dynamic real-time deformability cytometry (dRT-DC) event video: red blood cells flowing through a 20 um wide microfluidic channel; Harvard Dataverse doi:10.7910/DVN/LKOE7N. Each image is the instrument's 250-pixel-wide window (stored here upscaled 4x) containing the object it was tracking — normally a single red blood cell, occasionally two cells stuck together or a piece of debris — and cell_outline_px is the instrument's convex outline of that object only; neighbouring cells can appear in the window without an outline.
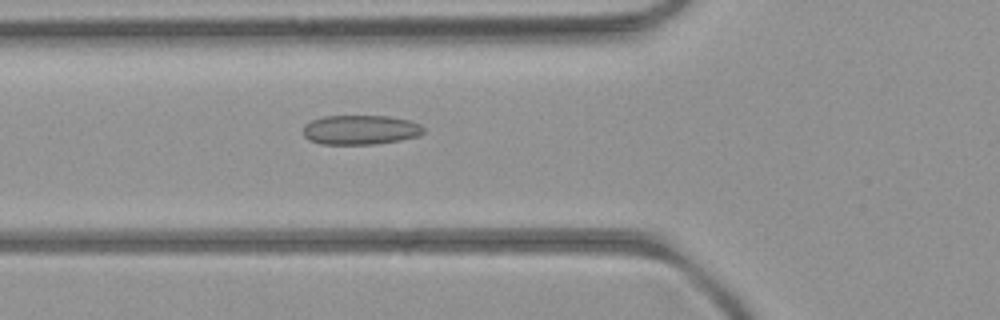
{"species": "common noctule bat (a hibernating species)", "species_latin": "Nyctalus noctula", "temperature_condition": "room temperature", "stored_images_in_passage": 6, "camera_frame_rate_fps": 3000, "um_per_image_px": 0.085, "animal": {"sex": "female", "body_mass_g": 21.9}, "frame": {"image": 1, "passage_image": 6, "time_ms": 6.667, "image_size_px": [1000, 320], "cell_outline_px": [[424, 132], [416, 136], [400, 140], [372, 144], [320, 144], [308, 140], [304, 136], [304, 124], [312, 120], [324, 116], [388, 116], [408, 120], [420, 124], [424, 128]], "centroid_in_image_um": [30.6, 11.03], "position_along_channel_um": 95.2, "area_um2": 20.63}}